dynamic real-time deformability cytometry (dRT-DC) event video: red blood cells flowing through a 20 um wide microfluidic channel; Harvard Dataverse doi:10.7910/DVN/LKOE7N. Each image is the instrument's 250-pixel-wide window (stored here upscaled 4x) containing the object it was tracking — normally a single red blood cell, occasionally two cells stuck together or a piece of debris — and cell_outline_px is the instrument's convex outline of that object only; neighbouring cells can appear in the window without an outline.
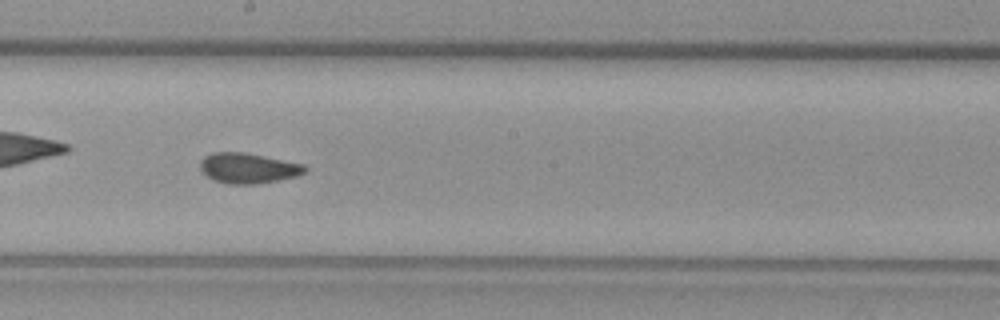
{"species": "common noctule bat (a hibernating species)", "species_latin": "Nyctalus noctula", "temperature_condition": "warm", "stored_images_in_passage": 39, "camera_frame_rate_fps": 3000, "um_per_image_px": 0.085, "animal": {"sex": "female", "body_mass_g": 29.2, "forearm_length_mm": 56.3}, "frame": {"image": 1, "passage_image": 17, "time_ms": 5.333, "image_size_px": [1000, 320], "cell_outline_px": [[308, 168], [304, 172], [296, 176], [256, 184], [228, 184], [212, 180], [200, 172], [200, 160], [204, 156], [212, 152], [244, 152], [304, 164]], "centroid_in_image_um": [21.03, 14.29], "position_along_channel_um": 227.2, "area_um2": 18.61}}
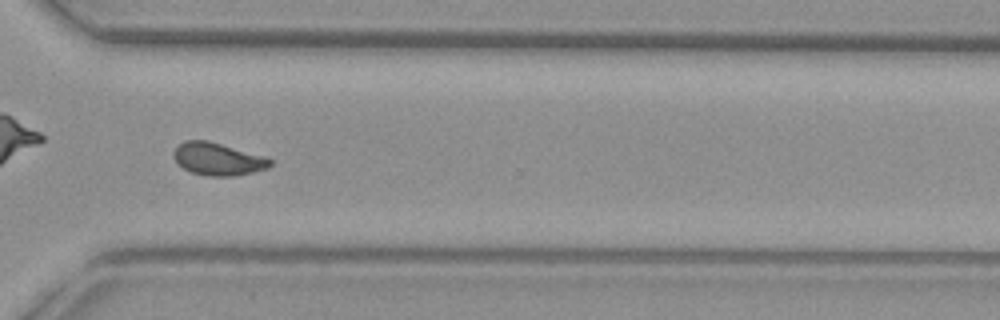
{"frame": {"image": 2, "passage_image": 27, "time_ms": 8.667, "image_size_px": [1000, 320], "cell_outline_px": [[272, 164], [268, 168], [236, 176], [208, 176], [192, 172], [184, 168], [172, 156], [172, 152], [184, 140], [208, 140], [264, 156], [272, 160]], "centroid_in_image_um": [18.52, 13.51], "position_along_channel_um": 352.1, "area_um2": 18.21}, "authors_computed_cell_mechanics": {"area_um2": 18.2648, "velocity_mm_per_s": 3.7485, "shape_relaxation_time_tau1_ms": null, "shape_relaxation_time_tau2_ms": 1.2199, "deformation_change_tau1": null, "deformation_change_tau2": 0.0521}}